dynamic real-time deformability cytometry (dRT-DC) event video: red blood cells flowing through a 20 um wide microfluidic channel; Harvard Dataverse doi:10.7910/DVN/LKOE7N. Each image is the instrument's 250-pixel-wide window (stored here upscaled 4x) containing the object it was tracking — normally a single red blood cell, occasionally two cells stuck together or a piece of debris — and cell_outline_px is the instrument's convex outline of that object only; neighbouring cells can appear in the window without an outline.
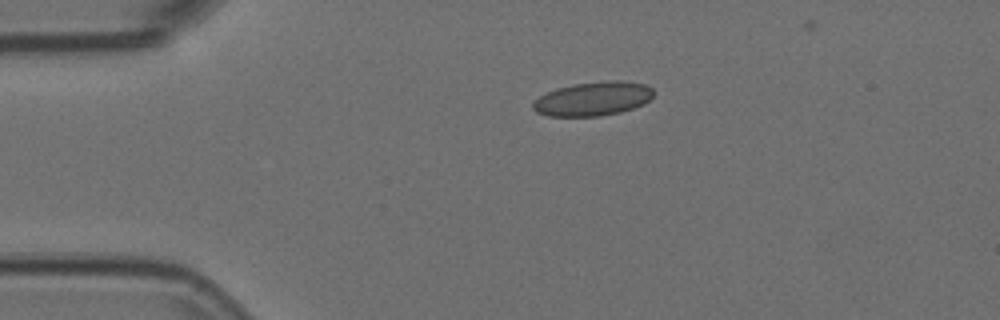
{"species": "Egyptian fruit bat (a non-hibernating species)", "species_latin": "Rousettus aegyptiacus", "temperature_condition": "room temperature", "stored_images_in_passage": 2, "camera_frame_rate_fps": 3000, "um_per_image_px": 0.085, "animal": {"sex": "female"}, "frame": {"image": 1, "passage_image": 1, "time_ms": 0.0, "image_size_px": [1000, 320], "cell_outline_px": [[652, 96], [644, 104], [620, 112], [600, 116], [548, 116], [536, 112], [532, 108], [532, 104], [540, 96], [548, 92], [560, 88], [576, 84], [608, 80], [620, 80], [644, 84], [652, 88]], "centroid_in_image_um": [50.41, 8.4], "position_along_channel_um": 34.6, "area_um2": 23.58}}